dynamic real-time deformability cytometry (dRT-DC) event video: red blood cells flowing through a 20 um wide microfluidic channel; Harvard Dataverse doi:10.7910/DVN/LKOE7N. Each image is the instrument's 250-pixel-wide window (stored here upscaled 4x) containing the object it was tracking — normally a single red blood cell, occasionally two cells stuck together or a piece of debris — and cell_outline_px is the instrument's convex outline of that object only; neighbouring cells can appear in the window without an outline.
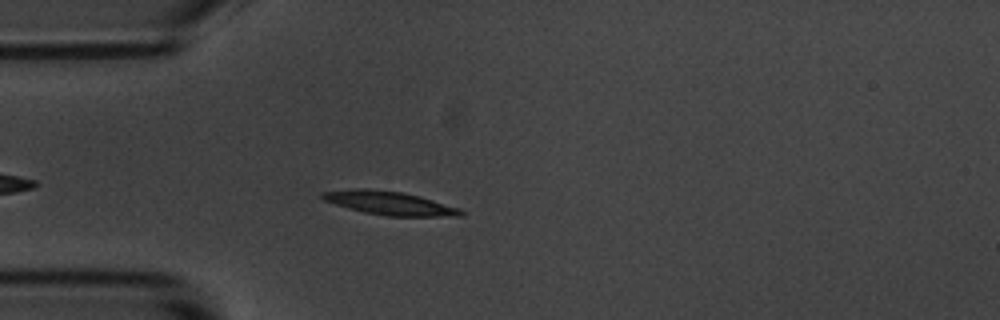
{"species": "common noctule bat (a hibernating species)", "species_latin": "Nyctalus noctula", "temperature_condition": "room temperature", "stored_images_in_passage": 4, "camera_frame_rate_fps": 3000, "um_per_image_px": 0.085, "animal": {"sex": "male", "body_mass_g": 20.1, "forearm_length_mm": 53.5}, "frame": {"image": 1, "passage_image": 3, "time_ms": 3.333, "image_size_px": [1000, 320], "cell_outline_px": [[464, 216], [388, 216], [364, 212], [348, 208], [320, 200], [320, 192], [352, 188], [368, 188], [400, 192], [420, 196], [460, 208], [464, 212]], "centroid_in_image_um": [33.05, 17.25], "position_along_channel_um": 51.9, "area_um2": 19.19}}